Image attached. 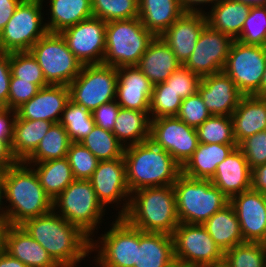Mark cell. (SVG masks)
Listing matches in <instances>:
<instances>
[{"label":"cell","instance_id":"obj_1","mask_svg":"<svg viewBox=\"0 0 266 267\" xmlns=\"http://www.w3.org/2000/svg\"><path fill=\"white\" fill-rule=\"evenodd\" d=\"M21 226L60 267H77L91 253V239L54 210L27 219Z\"/></svg>","mask_w":266,"mask_h":267},{"label":"cell","instance_id":"obj_2","mask_svg":"<svg viewBox=\"0 0 266 267\" xmlns=\"http://www.w3.org/2000/svg\"><path fill=\"white\" fill-rule=\"evenodd\" d=\"M5 187V199L10 225H21L27 219L53 210V200L39 183L35 171L24 162H18L0 172Z\"/></svg>","mask_w":266,"mask_h":267},{"label":"cell","instance_id":"obj_3","mask_svg":"<svg viewBox=\"0 0 266 267\" xmlns=\"http://www.w3.org/2000/svg\"><path fill=\"white\" fill-rule=\"evenodd\" d=\"M126 181L130 193L145 187L171 186L181 166L151 140L124 147Z\"/></svg>","mask_w":266,"mask_h":267},{"label":"cell","instance_id":"obj_4","mask_svg":"<svg viewBox=\"0 0 266 267\" xmlns=\"http://www.w3.org/2000/svg\"><path fill=\"white\" fill-rule=\"evenodd\" d=\"M122 217L143 232L172 235L180 224L173 185L134 191L130 194L127 212Z\"/></svg>","mask_w":266,"mask_h":267},{"label":"cell","instance_id":"obj_5","mask_svg":"<svg viewBox=\"0 0 266 267\" xmlns=\"http://www.w3.org/2000/svg\"><path fill=\"white\" fill-rule=\"evenodd\" d=\"M173 187L180 223L202 225L229 203L210 179H193L181 173Z\"/></svg>","mask_w":266,"mask_h":267},{"label":"cell","instance_id":"obj_6","mask_svg":"<svg viewBox=\"0 0 266 267\" xmlns=\"http://www.w3.org/2000/svg\"><path fill=\"white\" fill-rule=\"evenodd\" d=\"M154 37L138 17L106 22L103 64L117 69L137 66Z\"/></svg>","mask_w":266,"mask_h":267},{"label":"cell","instance_id":"obj_7","mask_svg":"<svg viewBox=\"0 0 266 267\" xmlns=\"http://www.w3.org/2000/svg\"><path fill=\"white\" fill-rule=\"evenodd\" d=\"M53 210L93 238L106 209L98 201L90 180L75 179L53 200Z\"/></svg>","mask_w":266,"mask_h":267},{"label":"cell","instance_id":"obj_8","mask_svg":"<svg viewBox=\"0 0 266 267\" xmlns=\"http://www.w3.org/2000/svg\"><path fill=\"white\" fill-rule=\"evenodd\" d=\"M29 51L50 85L68 86L80 74L83 66L60 33L47 32Z\"/></svg>","mask_w":266,"mask_h":267},{"label":"cell","instance_id":"obj_9","mask_svg":"<svg viewBox=\"0 0 266 267\" xmlns=\"http://www.w3.org/2000/svg\"><path fill=\"white\" fill-rule=\"evenodd\" d=\"M116 217L115 221H112L109 231L102 234L98 240L91 239V252H98L94 259L95 265L134 267L137 263L139 229L132 226L123 217Z\"/></svg>","mask_w":266,"mask_h":267},{"label":"cell","instance_id":"obj_10","mask_svg":"<svg viewBox=\"0 0 266 267\" xmlns=\"http://www.w3.org/2000/svg\"><path fill=\"white\" fill-rule=\"evenodd\" d=\"M117 68L104 64L83 65L80 74L68 85L70 100L93 112L116 99Z\"/></svg>","mask_w":266,"mask_h":267},{"label":"cell","instance_id":"obj_11","mask_svg":"<svg viewBox=\"0 0 266 267\" xmlns=\"http://www.w3.org/2000/svg\"><path fill=\"white\" fill-rule=\"evenodd\" d=\"M172 238L175 262L181 267H209L224 261V252L201 224L180 223Z\"/></svg>","mask_w":266,"mask_h":267},{"label":"cell","instance_id":"obj_12","mask_svg":"<svg viewBox=\"0 0 266 267\" xmlns=\"http://www.w3.org/2000/svg\"><path fill=\"white\" fill-rule=\"evenodd\" d=\"M43 1L22 0L4 29L1 44L6 53L29 51L47 32L43 22Z\"/></svg>","mask_w":266,"mask_h":267},{"label":"cell","instance_id":"obj_13","mask_svg":"<svg viewBox=\"0 0 266 267\" xmlns=\"http://www.w3.org/2000/svg\"><path fill=\"white\" fill-rule=\"evenodd\" d=\"M266 65V46L246 45L234 40L223 72L244 96L256 95Z\"/></svg>","mask_w":266,"mask_h":267},{"label":"cell","instance_id":"obj_14","mask_svg":"<svg viewBox=\"0 0 266 267\" xmlns=\"http://www.w3.org/2000/svg\"><path fill=\"white\" fill-rule=\"evenodd\" d=\"M149 140L168 152L181 167L199 144L196 128L176 116L151 119Z\"/></svg>","mask_w":266,"mask_h":267},{"label":"cell","instance_id":"obj_15","mask_svg":"<svg viewBox=\"0 0 266 267\" xmlns=\"http://www.w3.org/2000/svg\"><path fill=\"white\" fill-rule=\"evenodd\" d=\"M69 50L83 65L103 64L106 48V22L91 17L60 33Z\"/></svg>","mask_w":266,"mask_h":267},{"label":"cell","instance_id":"obj_16","mask_svg":"<svg viewBox=\"0 0 266 267\" xmlns=\"http://www.w3.org/2000/svg\"><path fill=\"white\" fill-rule=\"evenodd\" d=\"M233 41L229 35L207 25L183 66L200 77L222 72Z\"/></svg>","mask_w":266,"mask_h":267},{"label":"cell","instance_id":"obj_17","mask_svg":"<svg viewBox=\"0 0 266 267\" xmlns=\"http://www.w3.org/2000/svg\"><path fill=\"white\" fill-rule=\"evenodd\" d=\"M89 180L98 201L105 209L109 204L118 205L123 200L125 203L123 202L122 209L117 213L118 217L127 212L131 193L126 181L124 157L99 161Z\"/></svg>","mask_w":266,"mask_h":267},{"label":"cell","instance_id":"obj_18","mask_svg":"<svg viewBox=\"0 0 266 267\" xmlns=\"http://www.w3.org/2000/svg\"><path fill=\"white\" fill-rule=\"evenodd\" d=\"M240 223L244 242L266 244V196L249 189L229 199Z\"/></svg>","mask_w":266,"mask_h":267},{"label":"cell","instance_id":"obj_19","mask_svg":"<svg viewBox=\"0 0 266 267\" xmlns=\"http://www.w3.org/2000/svg\"><path fill=\"white\" fill-rule=\"evenodd\" d=\"M198 93L215 116H231L244 96L223 71L201 77Z\"/></svg>","mask_w":266,"mask_h":267},{"label":"cell","instance_id":"obj_20","mask_svg":"<svg viewBox=\"0 0 266 267\" xmlns=\"http://www.w3.org/2000/svg\"><path fill=\"white\" fill-rule=\"evenodd\" d=\"M69 101L68 86L49 84L42 87L31 100L17 108L16 115L20 119L60 123L63 111Z\"/></svg>","mask_w":266,"mask_h":267},{"label":"cell","instance_id":"obj_21","mask_svg":"<svg viewBox=\"0 0 266 267\" xmlns=\"http://www.w3.org/2000/svg\"><path fill=\"white\" fill-rule=\"evenodd\" d=\"M206 26L205 14L184 12L160 37L173 51L176 59L184 65Z\"/></svg>","mask_w":266,"mask_h":267},{"label":"cell","instance_id":"obj_22","mask_svg":"<svg viewBox=\"0 0 266 267\" xmlns=\"http://www.w3.org/2000/svg\"><path fill=\"white\" fill-rule=\"evenodd\" d=\"M116 102L121 108L149 111L153 85L137 66L117 69Z\"/></svg>","mask_w":266,"mask_h":267},{"label":"cell","instance_id":"obj_23","mask_svg":"<svg viewBox=\"0 0 266 267\" xmlns=\"http://www.w3.org/2000/svg\"><path fill=\"white\" fill-rule=\"evenodd\" d=\"M251 175L247 159L239 147H236L226 159L217 165L214 176L210 179L221 192L231 198L251 189Z\"/></svg>","mask_w":266,"mask_h":267},{"label":"cell","instance_id":"obj_24","mask_svg":"<svg viewBox=\"0 0 266 267\" xmlns=\"http://www.w3.org/2000/svg\"><path fill=\"white\" fill-rule=\"evenodd\" d=\"M4 251L28 267H60L21 225L7 227Z\"/></svg>","mask_w":266,"mask_h":267},{"label":"cell","instance_id":"obj_25","mask_svg":"<svg viewBox=\"0 0 266 267\" xmlns=\"http://www.w3.org/2000/svg\"><path fill=\"white\" fill-rule=\"evenodd\" d=\"M181 66L173 51L160 36L154 37L150 42L137 65L153 86L165 82Z\"/></svg>","mask_w":266,"mask_h":267},{"label":"cell","instance_id":"obj_26","mask_svg":"<svg viewBox=\"0 0 266 267\" xmlns=\"http://www.w3.org/2000/svg\"><path fill=\"white\" fill-rule=\"evenodd\" d=\"M231 119L237 145L249 136L266 130V97L243 96Z\"/></svg>","mask_w":266,"mask_h":267},{"label":"cell","instance_id":"obj_27","mask_svg":"<svg viewBox=\"0 0 266 267\" xmlns=\"http://www.w3.org/2000/svg\"><path fill=\"white\" fill-rule=\"evenodd\" d=\"M175 264L172 235L139 230L134 267H172Z\"/></svg>","mask_w":266,"mask_h":267},{"label":"cell","instance_id":"obj_28","mask_svg":"<svg viewBox=\"0 0 266 267\" xmlns=\"http://www.w3.org/2000/svg\"><path fill=\"white\" fill-rule=\"evenodd\" d=\"M236 147L238 145L199 143L192 156L181 167V173L193 179H211L217 165Z\"/></svg>","mask_w":266,"mask_h":267},{"label":"cell","instance_id":"obj_29","mask_svg":"<svg viewBox=\"0 0 266 267\" xmlns=\"http://www.w3.org/2000/svg\"><path fill=\"white\" fill-rule=\"evenodd\" d=\"M183 13L180 0H139L138 18L155 37L161 36Z\"/></svg>","mask_w":266,"mask_h":267},{"label":"cell","instance_id":"obj_30","mask_svg":"<svg viewBox=\"0 0 266 267\" xmlns=\"http://www.w3.org/2000/svg\"><path fill=\"white\" fill-rule=\"evenodd\" d=\"M251 6L234 0H220L206 12L207 25L234 40L240 35Z\"/></svg>","mask_w":266,"mask_h":267},{"label":"cell","instance_id":"obj_31","mask_svg":"<svg viewBox=\"0 0 266 267\" xmlns=\"http://www.w3.org/2000/svg\"><path fill=\"white\" fill-rule=\"evenodd\" d=\"M53 124L44 120L20 119L16 115L11 149L18 162H24L36 150Z\"/></svg>","mask_w":266,"mask_h":267},{"label":"cell","instance_id":"obj_32","mask_svg":"<svg viewBox=\"0 0 266 267\" xmlns=\"http://www.w3.org/2000/svg\"><path fill=\"white\" fill-rule=\"evenodd\" d=\"M223 252L244 243L240 223L230 203L202 224Z\"/></svg>","mask_w":266,"mask_h":267},{"label":"cell","instance_id":"obj_33","mask_svg":"<svg viewBox=\"0 0 266 267\" xmlns=\"http://www.w3.org/2000/svg\"><path fill=\"white\" fill-rule=\"evenodd\" d=\"M150 128L149 111L120 108L112 133L123 147H127L149 140Z\"/></svg>","mask_w":266,"mask_h":267},{"label":"cell","instance_id":"obj_34","mask_svg":"<svg viewBox=\"0 0 266 267\" xmlns=\"http://www.w3.org/2000/svg\"><path fill=\"white\" fill-rule=\"evenodd\" d=\"M48 32L61 33L68 27L93 17L91 0H50Z\"/></svg>","mask_w":266,"mask_h":267},{"label":"cell","instance_id":"obj_35","mask_svg":"<svg viewBox=\"0 0 266 267\" xmlns=\"http://www.w3.org/2000/svg\"><path fill=\"white\" fill-rule=\"evenodd\" d=\"M35 171L44 191L54 200L75 179L68 159H52L29 165ZM37 168H35V167Z\"/></svg>","mask_w":266,"mask_h":267},{"label":"cell","instance_id":"obj_36","mask_svg":"<svg viewBox=\"0 0 266 267\" xmlns=\"http://www.w3.org/2000/svg\"><path fill=\"white\" fill-rule=\"evenodd\" d=\"M71 140L61 123H54L40 141L36 150L24 161L27 165L65 158Z\"/></svg>","mask_w":266,"mask_h":267},{"label":"cell","instance_id":"obj_37","mask_svg":"<svg viewBox=\"0 0 266 267\" xmlns=\"http://www.w3.org/2000/svg\"><path fill=\"white\" fill-rule=\"evenodd\" d=\"M99 161L122 158L123 145L117 140L112 131L95 125L92 131L80 141Z\"/></svg>","mask_w":266,"mask_h":267},{"label":"cell","instance_id":"obj_38","mask_svg":"<svg viewBox=\"0 0 266 267\" xmlns=\"http://www.w3.org/2000/svg\"><path fill=\"white\" fill-rule=\"evenodd\" d=\"M60 123L65 127L71 142H80L95 126L92 112L71 100L63 111Z\"/></svg>","mask_w":266,"mask_h":267},{"label":"cell","instance_id":"obj_39","mask_svg":"<svg viewBox=\"0 0 266 267\" xmlns=\"http://www.w3.org/2000/svg\"><path fill=\"white\" fill-rule=\"evenodd\" d=\"M199 143L237 145L231 116H210L196 128Z\"/></svg>","mask_w":266,"mask_h":267},{"label":"cell","instance_id":"obj_40","mask_svg":"<svg viewBox=\"0 0 266 267\" xmlns=\"http://www.w3.org/2000/svg\"><path fill=\"white\" fill-rule=\"evenodd\" d=\"M228 267H265L266 244L244 242L224 252V261Z\"/></svg>","mask_w":266,"mask_h":267},{"label":"cell","instance_id":"obj_41","mask_svg":"<svg viewBox=\"0 0 266 267\" xmlns=\"http://www.w3.org/2000/svg\"><path fill=\"white\" fill-rule=\"evenodd\" d=\"M93 17L105 22L139 16V0H91Z\"/></svg>","mask_w":266,"mask_h":267},{"label":"cell","instance_id":"obj_42","mask_svg":"<svg viewBox=\"0 0 266 267\" xmlns=\"http://www.w3.org/2000/svg\"><path fill=\"white\" fill-rule=\"evenodd\" d=\"M182 100L165 82L154 85L150 99V118L176 116Z\"/></svg>","mask_w":266,"mask_h":267},{"label":"cell","instance_id":"obj_43","mask_svg":"<svg viewBox=\"0 0 266 267\" xmlns=\"http://www.w3.org/2000/svg\"><path fill=\"white\" fill-rule=\"evenodd\" d=\"M11 74L15 78L29 81L40 88L49 85L43 75L42 69L30 51L10 53Z\"/></svg>","mask_w":266,"mask_h":267},{"label":"cell","instance_id":"obj_44","mask_svg":"<svg viewBox=\"0 0 266 267\" xmlns=\"http://www.w3.org/2000/svg\"><path fill=\"white\" fill-rule=\"evenodd\" d=\"M235 40L246 45L266 46V6L250 8L243 29Z\"/></svg>","mask_w":266,"mask_h":267},{"label":"cell","instance_id":"obj_45","mask_svg":"<svg viewBox=\"0 0 266 267\" xmlns=\"http://www.w3.org/2000/svg\"><path fill=\"white\" fill-rule=\"evenodd\" d=\"M66 158L74 179L89 180L99 163V160L80 142L70 143Z\"/></svg>","mask_w":266,"mask_h":267},{"label":"cell","instance_id":"obj_46","mask_svg":"<svg viewBox=\"0 0 266 267\" xmlns=\"http://www.w3.org/2000/svg\"><path fill=\"white\" fill-rule=\"evenodd\" d=\"M210 116L212 115L198 92L182 100L176 115V117L181 119L185 124L194 128L199 127Z\"/></svg>","mask_w":266,"mask_h":267},{"label":"cell","instance_id":"obj_47","mask_svg":"<svg viewBox=\"0 0 266 267\" xmlns=\"http://www.w3.org/2000/svg\"><path fill=\"white\" fill-rule=\"evenodd\" d=\"M201 77L185 68L183 65L174 71L165 83L182 99L198 92Z\"/></svg>","mask_w":266,"mask_h":267},{"label":"cell","instance_id":"obj_48","mask_svg":"<svg viewBox=\"0 0 266 267\" xmlns=\"http://www.w3.org/2000/svg\"><path fill=\"white\" fill-rule=\"evenodd\" d=\"M238 147L251 169L266 163V130L244 139Z\"/></svg>","mask_w":266,"mask_h":267},{"label":"cell","instance_id":"obj_49","mask_svg":"<svg viewBox=\"0 0 266 267\" xmlns=\"http://www.w3.org/2000/svg\"><path fill=\"white\" fill-rule=\"evenodd\" d=\"M41 88L38 85L32 84L29 81L15 78L11 74L10 89L8 97V108L16 110L23 103L31 100Z\"/></svg>","mask_w":266,"mask_h":267},{"label":"cell","instance_id":"obj_50","mask_svg":"<svg viewBox=\"0 0 266 267\" xmlns=\"http://www.w3.org/2000/svg\"><path fill=\"white\" fill-rule=\"evenodd\" d=\"M120 108L116 100L102 104L96 108L92 112L95 125L112 131Z\"/></svg>","mask_w":266,"mask_h":267},{"label":"cell","instance_id":"obj_51","mask_svg":"<svg viewBox=\"0 0 266 267\" xmlns=\"http://www.w3.org/2000/svg\"><path fill=\"white\" fill-rule=\"evenodd\" d=\"M10 79V53H5L0 56V107L8 108Z\"/></svg>","mask_w":266,"mask_h":267},{"label":"cell","instance_id":"obj_52","mask_svg":"<svg viewBox=\"0 0 266 267\" xmlns=\"http://www.w3.org/2000/svg\"><path fill=\"white\" fill-rule=\"evenodd\" d=\"M11 140L12 135H0V172L18 163L12 153Z\"/></svg>","mask_w":266,"mask_h":267},{"label":"cell","instance_id":"obj_53","mask_svg":"<svg viewBox=\"0 0 266 267\" xmlns=\"http://www.w3.org/2000/svg\"><path fill=\"white\" fill-rule=\"evenodd\" d=\"M251 189L266 196V163L252 169Z\"/></svg>","mask_w":266,"mask_h":267},{"label":"cell","instance_id":"obj_54","mask_svg":"<svg viewBox=\"0 0 266 267\" xmlns=\"http://www.w3.org/2000/svg\"><path fill=\"white\" fill-rule=\"evenodd\" d=\"M15 118L16 110L0 107V135H13Z\"/></svg>","mask_w":266,"mask_h":267},{"label":"cell","instance_id":"obj_55","mask_svg":"<svg viewBox=\"0 0 266 267\" xmlns=\"http://www.w3.org/2000/svg\"><path fill=\"white\" fill-rule=\"evenodd\" d=\"M22 0H0V32L14 14Z\"/></svg>","mask_w":266,"mask_h":267},{"label":"cell","instance_id":"obj_56","mask_svg":"<svg viewBox=\"0 0 266 267\" xmlns=\"http://www.w3.org/2000/svg\"><path fill=\"white\" fill-rule=\"evenodd\" d=\"M220 0H180L181 5L183 7L184 12H192V13H203L205 14V11L201 8H197V5L211 3V6L213 7V4L215 5Z\"/></svg>","mask_w":266,"mask_h":267},{"label":"cell","instance_id":"obj_57","mask_svg":"<svg viewBox=\"0 0 266 267\" xmlns=\"http://www.w3.org/2000/svg\"><path fill=\"white\" fill-rule=\"evenodd\" d=\"M0 267H28L20 260L10 256L4 250L0 252Z\"/></svg>","mask_w":266,"mask_h":267},{"label":"cell","instance_id":"obj_58","mask_svg":"<svg viewBox=\"0 0 266 267\" xmlns=\"http://www.w3.org/2000/svg\"><path fill=\"white\" fill-rule=\"evenodd\" d=\"M3 198L5 199V187L2 176L0 175V223H10L7 210L5 208L6 206H3Z\"/></svg>","mask_w":266,"mask_h":267},{"label":"cell","instance_id":"obj_59","mask_svg":"<svg viewBox=\"0 0 266 267\" xmlns=\"http://www.w3.org/2000/svg\"><path fill=\"white\" fill-rule=\"evenodd\" d=\"M10 223H0V252L4 250V237Z\"/></svg>","mask_w":266,"mask_h":267},{"label":"cell","instance_id":"obj_60","mask_svg":"<svg viewBox=\"0 0 266 267\" xmlns=\"http://www.w3.org/2000/svg\"><path fill=\"white\" fill-rule=\"evenodd\" d=\"M242 3H246L251 7L266 6V0H234Z\"/></svg>","mask_w":266,"mask_h":267},{"label":"cell","instance_id":"obj_61","mask_svg":"<svg viewBox=\"0 0 266 267\" xmlns=\"http://www.w3.org/2000/svg\"><path fill=\"white\" fill-rule=\"evenodd\" d=\"M255 96L266 97V65H265V70H264V74H263V79L261 82V88Z\"/></svg>","mask_w":266,"mask_h":267},{"label":"cell","instance_id":"obj_62","mask_svg":"<svg viewBox=\"0 0 266 267\" xmlns=\"http://www.w3.org/2000/svg\"><path fill=\"white\" fill-rule=\"evenodd\" d=\"M209 267H228V265H226L224 262L218 263L217 265H212Z\"/></svg>","mask_w":266,"mask_h":267},{"label":"cell","instance_id":"obj_63","mask_svg":"<svg viewBox=\"0 0 266 267\" xmlns=\"http://www.w3.org/2000/svg\"><path fill=\"white\" fill-rule=\"evenodd\" d=\"M6 52L4 51L2 44H1V38H0V56L4 55Z\"/></svg>","mask_w":266,"mask_h":267},{"label":"cell","instance_id":"obj_64","mask_svg":"<svg viewBox=\"0 0 266 267\" xmlns=\"http://www.w3.org/2000/svg\"><path fill=\"white\" fill-rule=\"evenodd\" d=\"M172 267H181L180 265H178L177 263L174 265V266H172Z\"/></svg>","mask_w":266,"mask_h":267}]
</instances>
